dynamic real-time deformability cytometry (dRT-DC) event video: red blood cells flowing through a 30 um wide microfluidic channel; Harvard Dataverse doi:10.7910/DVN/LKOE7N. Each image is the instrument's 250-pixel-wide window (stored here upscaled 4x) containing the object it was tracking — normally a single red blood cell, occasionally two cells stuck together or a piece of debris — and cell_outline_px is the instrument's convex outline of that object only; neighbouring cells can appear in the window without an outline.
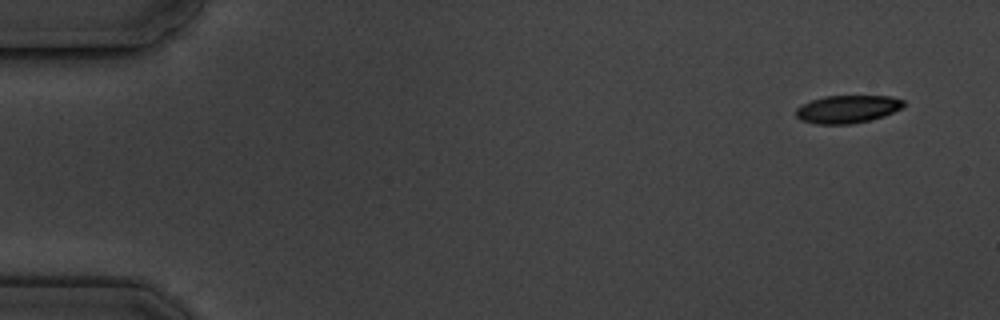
{"species": "common noctule bat (a hibernating species)", "species_latin": "Nyctalus noctula", "temperature_condition": "cold", "stored_images_in_passage": 4, "camera_frame_rate_fps": 3000, "um_per_image_px": 0.085, "animal": {"sex": "male", "body_mass_g": 19.5, "forearm_length_mm": 54.6}, "frame": {"image": 1, "passage_image": 1, "time_ms": 0.0, "image_size_px": [1000, 320], "cell_outline_px": [[904, 104], [900, 108], [884, 116], [852, 124], [816, 124], [800, 120], [796, 116], [796, 108], [812, 100], [824, 96], [892, 96], [904, 100]], "centroid_in_image_um": [72.02, 9.27], "position_along_channel_um": 13.0, "area_um2": 17.34}}
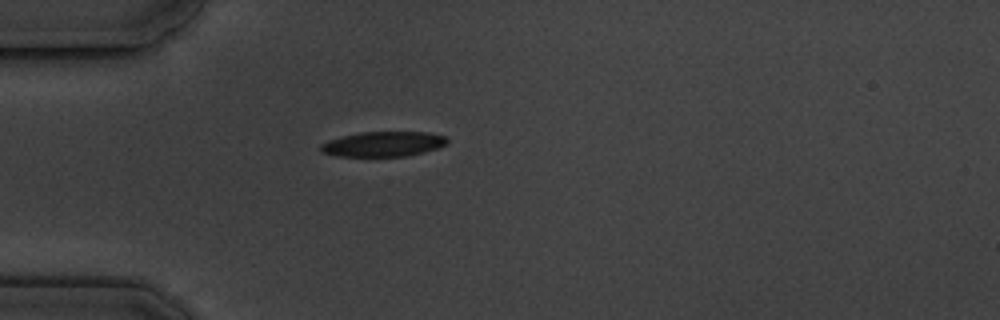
{"frame": {"image": 2, "passage_image": 4, "time_ms": 4.333, "image_size_px": [1000, 320], "cell_outline_px": [[448, 140], [444, 144], [436, 148], [424, 152], [404, 156], [336, 156], [320, 152], [320, 144], [328, 140], [340, 136], [360, 132], [428, 132], [444, 136]], "centroid_in_image_um": [32.5, 12.24], "position_along_channel_um": 52.5, "area_um2": 18.38}}